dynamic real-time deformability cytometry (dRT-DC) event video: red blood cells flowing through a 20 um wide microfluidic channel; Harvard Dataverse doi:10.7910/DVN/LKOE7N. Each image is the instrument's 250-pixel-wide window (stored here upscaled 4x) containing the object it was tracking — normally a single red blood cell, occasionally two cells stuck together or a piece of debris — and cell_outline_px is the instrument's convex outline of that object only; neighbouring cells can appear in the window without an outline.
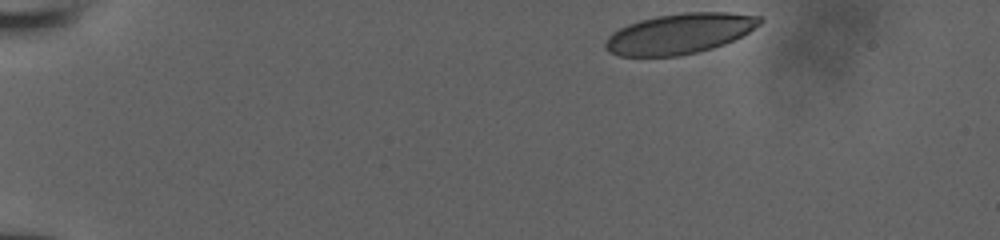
{"species": "human", "species_latin": "Homo sapiens", "temperature_condition": "room temperature", "stored_images_in_passage": 38, "camera_frame_rate_fps": 3000, "um_per_image_px": 0.085, "donor": {"sex": "male"}, "frame": {"image": 1, "passage_image": 1, "time_ms": 0.0, "image_size_px": [1000, 240], "cell_outline_px": [[764, 20], [760, 24], [748, 32], [724, 44], [712, 48], [680, 56], [620, 56], [608, 52], [604, 48], [604, 44], [608, 36], [612, 32], [628, 24], [640, 20], [656, 16], [684, 12], [728, 12], [760, 16]], "centroid_in_image_um": [57.74, 2.85], "position_along_channel_um": 27.3, "area_um2": 36.3}}
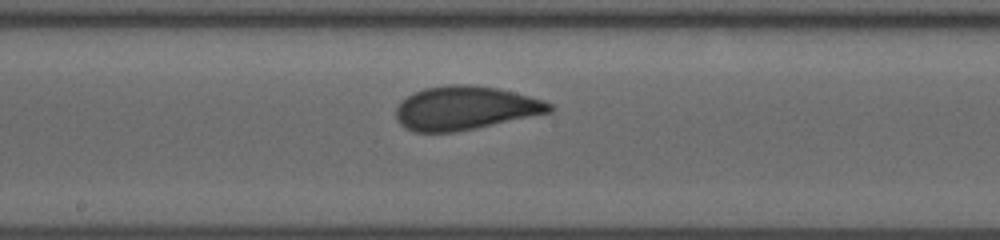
{"frame": {"image": 2, "passage_image": 22, "time_ms": 7.0, "image_size_px": [1000, 240], "cell_outline_px": [[552, 112], [476, 128], [456, 132], [412, 132], [404, 128], [396, 120], [396, 108], [400, 100], [424, 88], [448, 84], [472, 84], [496, 88], [528, 96], [552, 104]], "centroid_in_image_um": [39.48, 9.19], "position_along_channel_um": 208.7, "area_um2": 39.02}}
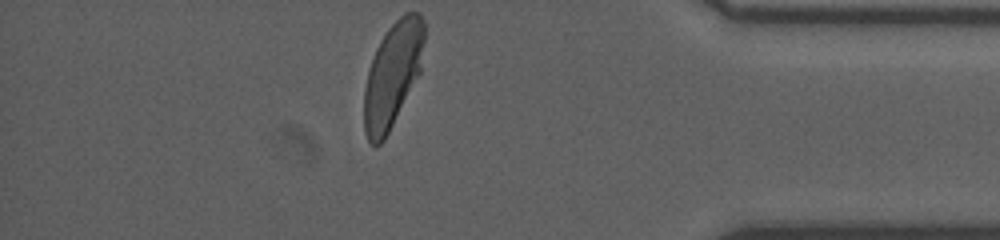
{"frame": {"image": 3, "passage_image": 38, "time_ms": 12.333, "image_size_px": [1000, 240], "cell_outline_px": [[424, 40], [420, 72], [384, 140], [376, 148], [368, 140], [364, 132], [364, 88], [368, 72], [376, 48], [380, 40], [388, 28], [404, 12], [420, 12], [424, 20]], "centroid_in_image_um": [33.36, 6.34], "position_along_channel_um": 401.8, "area_um2": 36.59}}